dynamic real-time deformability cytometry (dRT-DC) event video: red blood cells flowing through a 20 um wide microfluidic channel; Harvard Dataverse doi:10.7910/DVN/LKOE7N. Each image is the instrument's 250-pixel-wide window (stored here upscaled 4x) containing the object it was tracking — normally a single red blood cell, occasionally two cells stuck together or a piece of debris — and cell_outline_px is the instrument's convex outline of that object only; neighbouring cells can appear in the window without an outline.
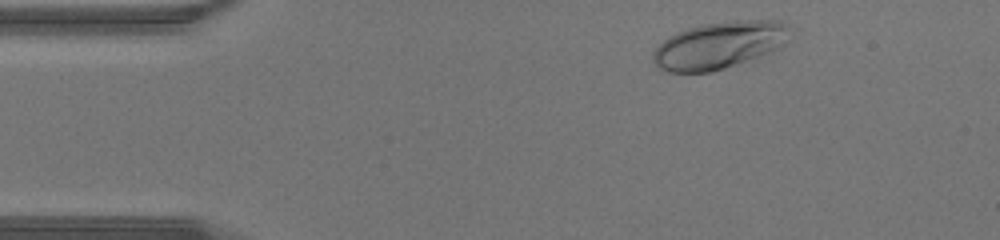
{"species": "human", "species_latin": "Homo sapiens", "temperature_condition": "warm", "stored_images_in_passage": 34, "camera_frame_rate_fps": 3000, "um_per_image_px": 0.085, "donor": {"sex": "male"}, "frame": {"image": 1, "passage_image": 2, "time_ms": 0.333, "image_size_px": [1000, 240], "cell_outline_px": [[796, 28], [792, 40], [780, 48], [772, 52], [712, 72], [668, 72], [660, 68], [652, 60], [652, 52], [668, 36], [676, 32], [688, 28], [704, 24], [736, 20], [780, 20], [792, 24]], "centroid_in_image_um": [61.28, 3.81], "position_along_channel_um": 23.7, "area_um2": 38.44}}
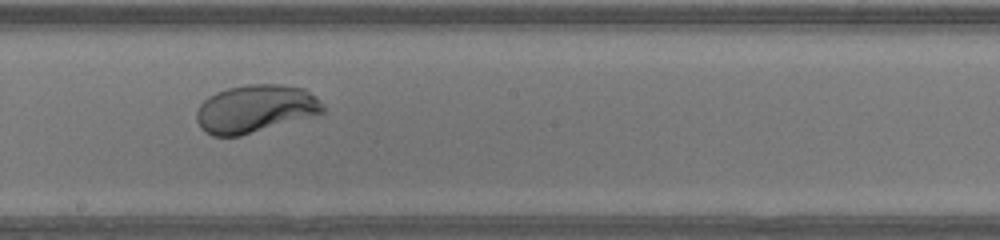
{"frame": {"image": 2, "passage_image": 20, "time_ms": 6.333, "image_size_px": [1000, 240], "cell_outline_px": [[324, 112], [312, 116], [240, 136], [212, 136], [200, 128], [196, 120], [196, 112], [200, 104], [208, 96], [216, 92], [228, 88], [248, 84], [280, 84], [304, 88], [316, 96], [324, 104]], "centroid_in_image_um": [21.69, 9.24], "position_along_channel_um": 226.5, "area_um2": 35.32}}
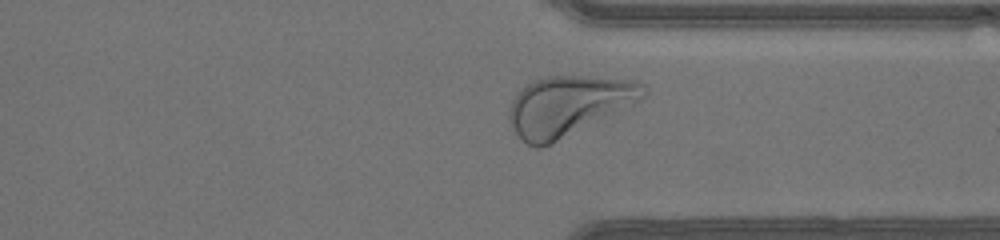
{"frame": {"image": 3, "passage_image": 29, "time_ms": 9.333, "image_size_px": [1000, 240], "cell_outline_px": [[648, 92], [644, 96], [632, 104], [540, 148], [536, 148], [528, 144], [512, 128], [508, 120], [508, 112], [512, 100], [528, 84], [536, 80], [548, 76], [584, 76], [636, 80], [644, 84], [648, 88]], "centroid_in_image_um": [48.31, 8.95], "position_along_channel_um": 363.1, "area_um2": 45.66}}